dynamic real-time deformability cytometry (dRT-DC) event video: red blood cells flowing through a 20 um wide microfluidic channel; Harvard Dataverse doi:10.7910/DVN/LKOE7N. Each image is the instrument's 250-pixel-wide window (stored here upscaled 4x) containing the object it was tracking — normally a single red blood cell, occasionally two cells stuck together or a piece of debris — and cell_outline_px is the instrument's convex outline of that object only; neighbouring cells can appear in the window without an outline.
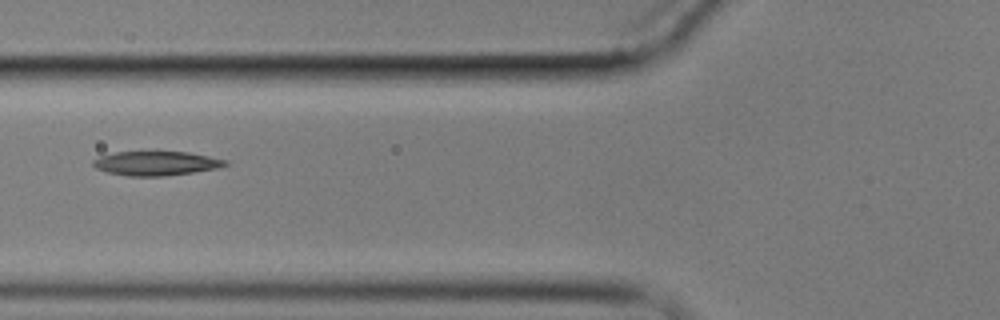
{"species": "common noctule bat (a hibernating species)", "species_latin": "Nyctalus noctula", "temperature_condition": "cold", "stored_images_in_passage": 10, "camera_frame_rate_fps": 3000, "um_per_image_px": 0.085, "animal": {"sex": "male", "body_mass_g": 17.9}, "frame": {"image": 1, "passage_image": 7, "time_ms": 7.0, "image_size_px": [1000, 320], "cell_outline_px": [[228, 164], [220, 168], [164, 176], [128, 176], [108, 172], [96, 168], [92, 164], [92, 160], [100, 156], [116, 152], [188, 152], [228, 160]], "centroid_in_image_um": [13.28, 13.88], "position_along_channel_um": 112.5, "area_um2": 18.55}}
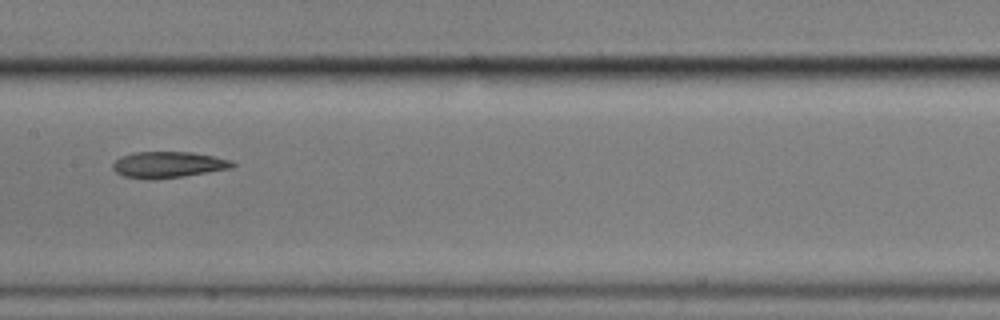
{"frame": {"image": 2, "passage_image": 9, "time_ms": 9.333, "image_size_px": [1000, 320], "cell_outline_px": [[236, 164], [232, 168], [184, 176], [152, 180], [144, 180], [124, 176], [116, 172], [112, 168], [112, 164], [120, 156], [132, 152], [192, 152], [232, 160]], "centroid_in_image_um": [14.27, 14.0], "position_along_channel_um": 193.1, "area_um2": 18.44}}
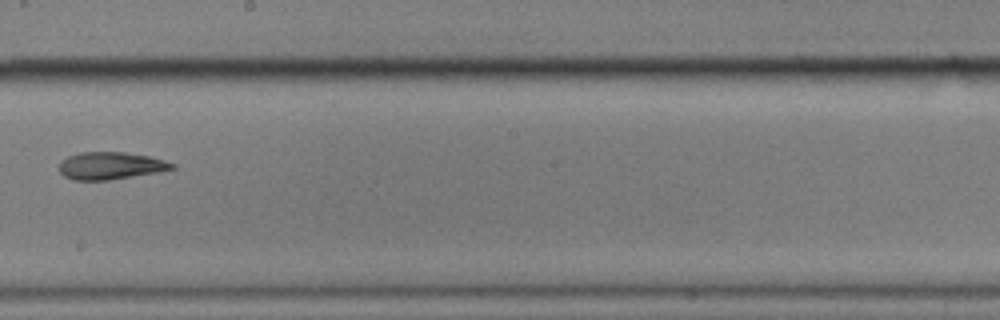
{"frame": {"image": 3, "passage_image": 10, "time_ms": 10.667, "image_size_px": [1000, 320], "cell_outline_px": [[176, 168], [156, 172], [108, 180], [72, 180], [64, 176], [60, 172], [60, 160], [68, 156], [80, 152], [124, 152], [148, 156], [164, 160], [176, 164]], "centroid_in_image_um": [9.37, 14.08], "position_along_channel_um": 238.8, "area_um2": 17.92}}